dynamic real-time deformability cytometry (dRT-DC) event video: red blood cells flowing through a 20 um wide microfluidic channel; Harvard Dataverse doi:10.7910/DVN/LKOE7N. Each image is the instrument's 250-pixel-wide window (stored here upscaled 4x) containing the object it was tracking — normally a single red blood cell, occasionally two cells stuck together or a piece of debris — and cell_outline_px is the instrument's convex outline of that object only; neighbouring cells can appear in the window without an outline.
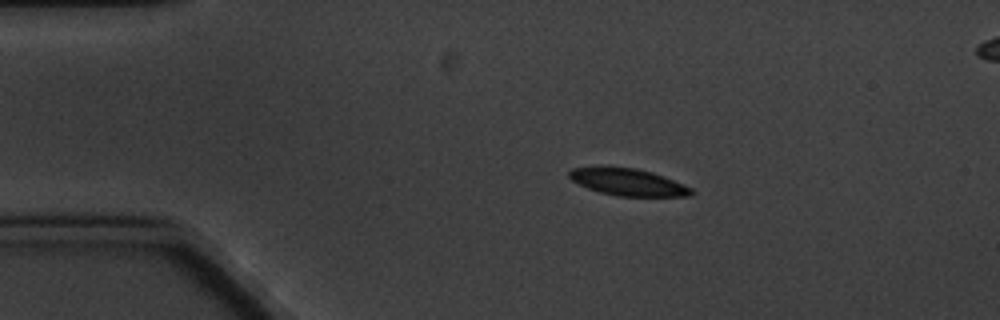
{"species": "common noctule bat (a hibernating species)", "species_latin": "Nyctalus noctula", "temperature_condition": "cold", "stored_images_in_passage": 6, "segment_of_instrument_passage": [1, 2], "camera_frame_rate_fps": 3000, "um_per_image_px": 0.085, "animal": {"sex": "male", "body_mass_g": 20.1, "forearm_length_mm": 53.5}, "frame": {"image": 1, "passage_image": 4, "time_ms": 3.333, "image_size_px": [1000, 320], "cell_outline_px": [[696, 192], [692, 196], [616, 196], [600, 192], [588, 188], [572, 180], [568, 176], [568, 172], [572, 168], [608, 164], [636, 168], [652, 172], [664, 176], [684, 184], [692, 188]], "centroid_in_image_um": [53.37, 15.44], "position_along_channel_um": 31.6, "area_um2": 19.88}}